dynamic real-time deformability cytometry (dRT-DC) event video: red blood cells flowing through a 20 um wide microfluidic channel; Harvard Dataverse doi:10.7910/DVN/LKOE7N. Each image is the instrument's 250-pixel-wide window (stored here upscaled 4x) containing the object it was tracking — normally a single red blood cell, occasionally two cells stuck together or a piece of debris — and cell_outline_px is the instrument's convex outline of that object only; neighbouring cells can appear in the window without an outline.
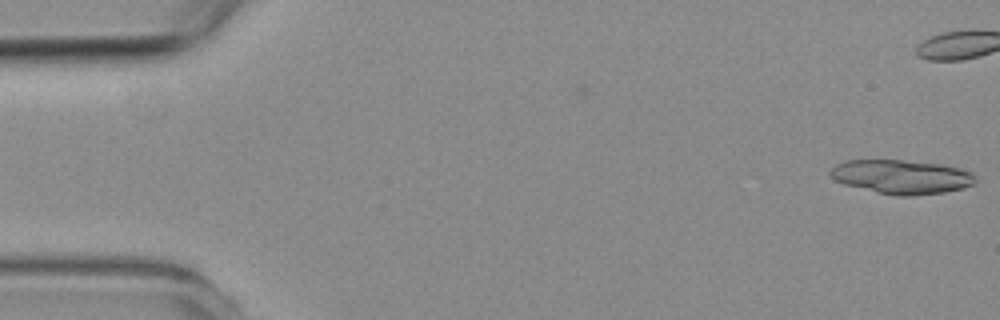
{"species": "common noctule bat (a hibernating species)", "species_latin": "Nyctalus noctula", "temperature_condition": "room temperature", "stored_images_in_passage": 23, "camera_frame_rate_fps": 3000, "um_per_image_px": 0.085, "animal": {"sex": "female", "body_mass_g": 19.3, "forearm_length_mm": 54.1}, "frame": {"image": 1, "passage_image": 1, "time_ms": 0.0, "image_size_px": [1000, 320], "cell_outline_px": [[976, 180], [972, 184], [964, 188], [944, 192], [912, 196], [896, 196], [876, 192], [844, 184], [836, 180], [828, 172], [836, 164], [844, 160], [904, 160], [940, 164], [960, 168], [972, 172], [976, 176]], "centroid_in_image_um": [76.64, 15.03], "position_along_channel_um": 8.4, "area_um2": 28.84}}